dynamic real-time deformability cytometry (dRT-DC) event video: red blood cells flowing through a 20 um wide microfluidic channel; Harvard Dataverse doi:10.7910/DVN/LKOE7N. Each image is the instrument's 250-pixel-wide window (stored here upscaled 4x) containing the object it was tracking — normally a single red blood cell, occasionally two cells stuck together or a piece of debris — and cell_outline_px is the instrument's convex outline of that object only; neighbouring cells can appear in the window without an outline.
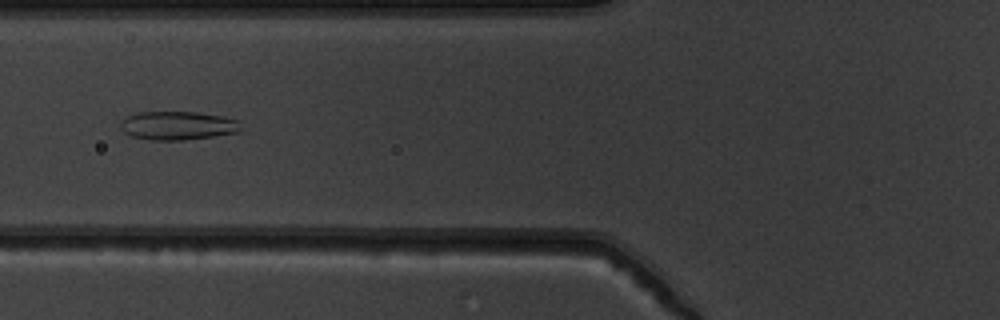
{"species": "common noctule bat (a hibernating species)", "species_latin": "Nyctalus noctula", "temperature_condition": "warm", "stored_images_in_passage": 47, "camera_frame_rate_fps": 3000, "um_per_image_px": 0.085, "animal": {"sex": "male", "body_mass_g": 19.5, "forearm_length_mm": 54.6}, "frame": {"image": 1, "passage_image": 15, "time_ms": 4.667, "image_size_px": [1000, 320], "cell_outline_px": [[240, 132], [184, 140], [148, 140], [132, 136], [124, 132], [120, 128], [120, 124], [124, 116], [136, 112], [196, 112], [220, 116], [240, 120]], "centroid_in_image_um": [15.07, 10.67], "position_along_channel_um": 110.7, "area_um2": 20.17}}
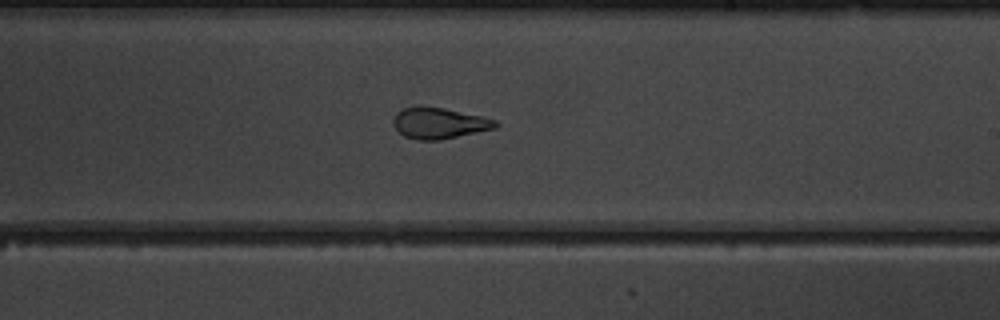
{"frame": {"image": 2, "passage_image": 26, "time_ms": 8.333, "image_size_px": [1000, 320], "cell_outline_px": [[500, 124], [496, 128], [440, 140], [416, 140], [404, 136], [392, 124], [392, 120], [396, 112], [404, 108], [444, 108], [484, 116], [496, 120]], "centroid_in_image_um": [37.36, 10.49], "position_along_channel_um": 251.6, "area_um2": 18.32}}
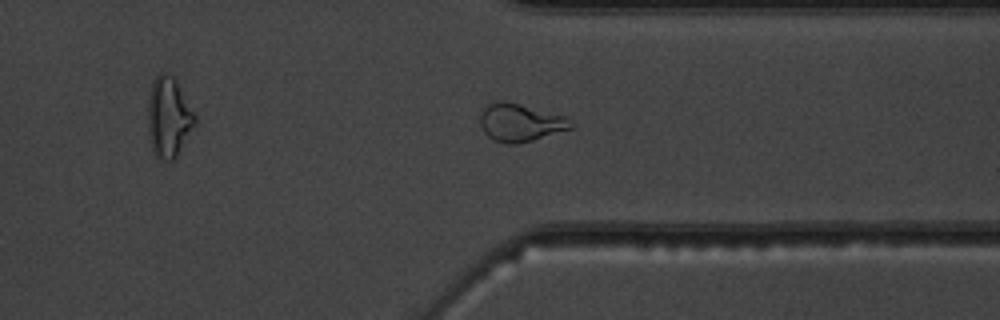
{"frame": {"image": 3, "passage_image": 35, "time_ms": 11.333, "image_size_px": [1000, 320], "cell_outline_px": [[576, 124], [572, 128], [532, 140], [516, 144], [504, 144], [492, 140], [484, 132], [480, 124], [480, 116], [484, 108], [488, 104], [500, 100], [504, 100], [568, 116]], "centroid_in_image_um": [44.25, 10.41], "position_along_channel_um": 367.1, "area_um2": 20.23}, "authors_computed_cell_mechanics": {"area_um2": 21.386, "velocity_mm_per_s": 3.8518, "shape_relaxation_time_tau1_ms": 7.7521, "shape_relaxation_time_tau2_ms": 1.1892, "deformation_change_tau1": 0.2142, "deformation_change_tau2": 0.0705}}